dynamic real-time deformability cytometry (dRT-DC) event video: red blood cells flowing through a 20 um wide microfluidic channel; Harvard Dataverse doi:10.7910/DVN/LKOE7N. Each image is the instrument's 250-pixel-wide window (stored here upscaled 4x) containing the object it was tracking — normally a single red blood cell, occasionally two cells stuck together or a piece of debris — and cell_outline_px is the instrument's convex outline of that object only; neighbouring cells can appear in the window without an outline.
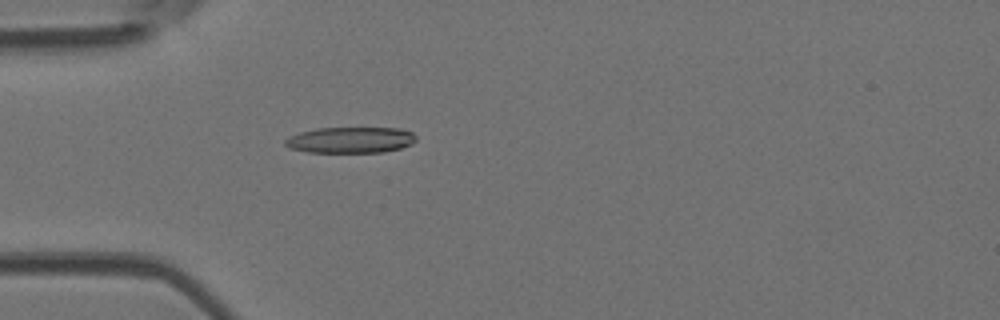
{"species": "Egyptian fruit bat (a non-hibernating species)", "species_latin": "Rousettus aegyptiacus", "temperature_condition": "room temperature", "stored_images_in_passage": 36, "camera_frame_rate_fps": 3000, "um_per_image_px": 0.085, "animal": {"sex": "female"}, "frame": {"image": 1, "passage_image": 4, "time_ms": 1.0, "image_size_px": [1000, 320], "cell_outline_px": [[416, 140], [412, 144], [400, 148], [384, 152], [308, 152], [288, 148], [284, 144], [284, 140], [288, 136], [300, 132], [316, 128], [400, 128], [412, 132], [416, 136]], "centroid_in_image_um": [29.78, 11.89], "position_along_channel_um": 55.2, "area_um2": 20.0}}
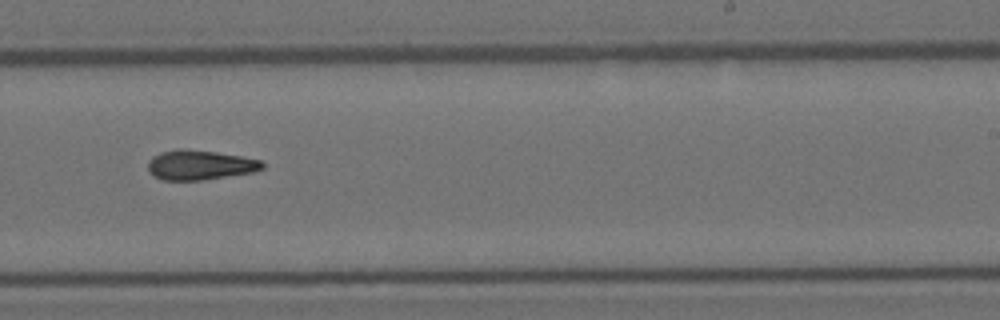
{"frame": {"image": 2, "passage_image": 21, "time_ms": 6.667, "image_size_px": [1000, 320], "cell_outline_px": [[264, 168], [252, 172], [200, 180], [160, 180], [152, 176], [148, 172], [148, 160], [152, 156], [160, 152], [176, 148], [184, 148], [216, 152], [240, 156], [260, 160], [264, 164]], "centroid_in_image_um": [16.91, 14.01], "position_along_channel_um": 272.1, "area_um2": 19.94}}
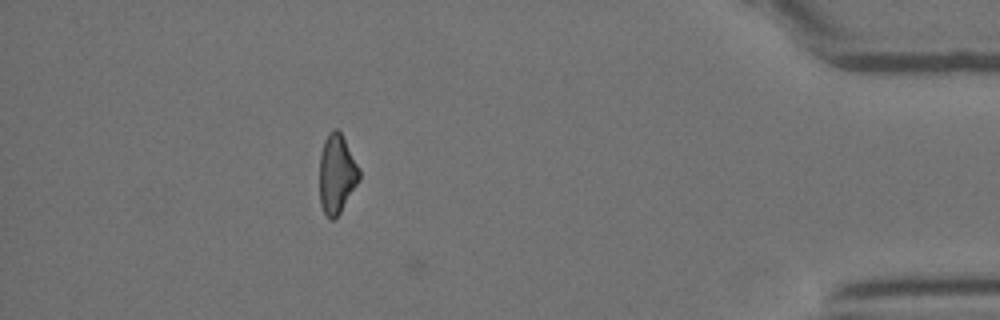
{"frame": {"image": 3, "passage_image": 35, "time_ms": 11.333, "image_size_px": [1000, 320], "cell_outline_px": [[360, 180], [336, 220], [328, 220], [320, 204], [320, 152], [324, 140], [328, 132], [332, 128], [336, 128], [340, 132], [360, 168]], "centroid_in_image_um": [28.62, 14.81], "position_along_channel_um": 406.6, "area_um2": 18.61}, "authors_computed_cell_mechanics": {"area_um2": 19.8254, "velocity_mm_per_s": 3.9361, "shape_relaxation_time_tau1_ms": 10.7175, "shape_relaxation_time_tau2_ms": 8.4874, "deformation_change_tau1": 0.2467, "deformation_change_tau2": 0.2145}}